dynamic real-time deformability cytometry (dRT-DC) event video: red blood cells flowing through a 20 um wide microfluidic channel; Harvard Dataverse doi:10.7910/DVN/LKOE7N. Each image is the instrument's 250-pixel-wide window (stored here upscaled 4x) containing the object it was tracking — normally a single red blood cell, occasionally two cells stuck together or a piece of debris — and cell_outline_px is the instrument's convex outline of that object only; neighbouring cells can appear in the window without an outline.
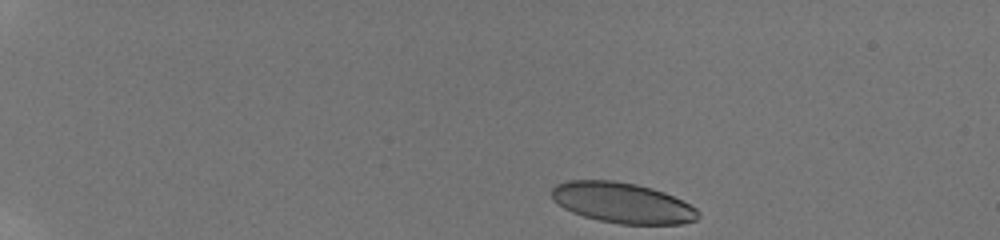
{"species": "human", "species_latin": "Homo sapiens", "temperature_condition": "room temperature", "stored_images_in_passage": 45, "camera_frame_rate_fps": 3000, "um_per_image_px": 0.085, "donor": {"sex": "male"}, "frame": {"image": 1, "passage_image": 1, "time_ms": 0.0, "image_size_px": [1000, 240], "cell_outline_px": [[700, 216], [696, 220], [680, 224], [620, 224], [600, 220], [584, 216], [572, 212], [564, 208], [552, 196], [552, 188], [556, 184], [568, 180], [612, 180], [636, 184], [652, 188], [664, 192], [696, 208], [700, 212]], "centroid_in_image_um": [52.92, 17.24], "position_along_channel_um": 32.1, "area_um2": 34.33}}
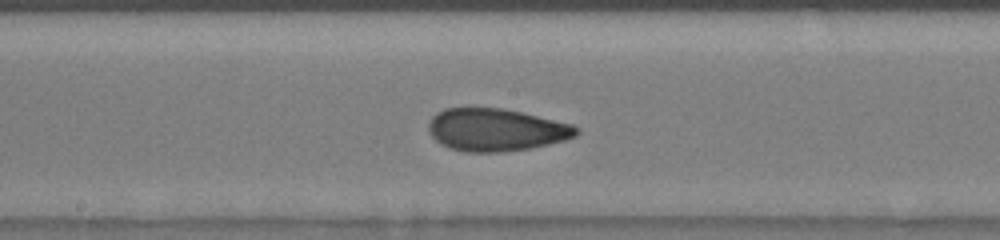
{"frame": {"image": 2, "passage_image": 23, "time_ms": 7.333, "image_size_px": [1000, 240], "cell_outline_px": [[580, 132], [576, 136], [564, 140], [532, 148], [500, 152], [468, 152], [448, 148], [440, 144], [432, 136], [428, 128], [428, 124], [432, 116], [436, 112], [444, 108], [504, 108], [572, 124], [580, 128]], "centroid_in_image_um": [42.16, 11.03], "position_along_channel_um": 206.0, "area_um2": 36.76}}
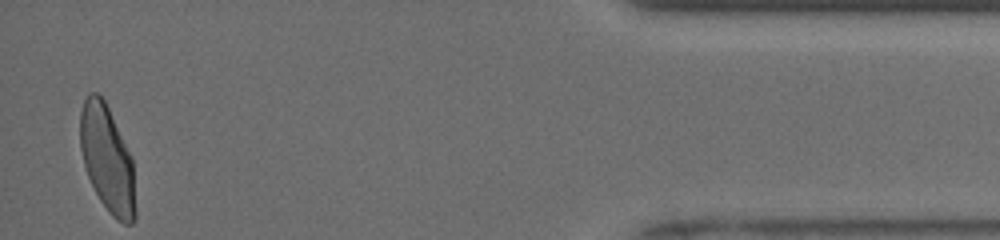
{"frame": {"image": 3, "passage_image": 44, "time_ms": 14.333, "image_size_px": [1000, 240], "cell_outline_px": [[136, 216], [132, 224], [124, 224], [116, 220], [108, 212], [100, 200], [88, 176], [84, 164], [80, 148], [80, 112], [84, 100], [88, 92], [96, 92], [104, 100], [132, 156], [136, 212]], "centroid_in_image_um": [9.12, 13.54], "position_along_channel_um": 426.1, "area_um2": 34.33}, "authors_computed_cell_mechanics": {"area_um2": 35.7204, "velocity_mm_per_s": 3.9429, "shape_relaxation_time_tau1_ms": null, "shape_relaxation_time_tau2_ms": 0.983, "deformation_change_tau1": null, "deformation_change_tau2": 0.0659}}